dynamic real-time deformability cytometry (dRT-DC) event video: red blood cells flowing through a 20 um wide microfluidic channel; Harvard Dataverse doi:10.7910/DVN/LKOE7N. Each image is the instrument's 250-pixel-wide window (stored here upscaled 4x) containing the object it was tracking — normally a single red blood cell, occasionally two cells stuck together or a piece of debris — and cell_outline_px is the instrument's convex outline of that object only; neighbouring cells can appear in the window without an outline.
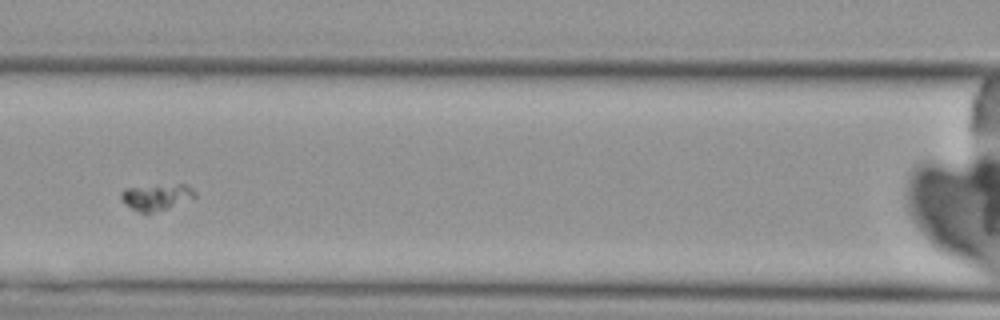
{"species": "Egyptian fruit bat (a non-hibernating species)", "species_latin": "Rousettus aegyptiacus", "temperature_condition": "cold", "stored_images_in_passage": 5, "camera_frame_rate_fps": 3000, "um_per_image_px": 0.085, "animal": {"sex": "female"}, "frame": {"image": 1, "passage_image": 3, "time_ms": 2.333, "image_size_px": [1000, 320], "cell_outline_px": [[196, 196], [168, 208], [148, 216], [132, 208], [120, 196], [120, 192], [124, 188], [180, 184], [188, 184], [196, 192]], "centroid_in_image_um": [13.31, 16.76], "position_along_channel_um": 153.3, "area_um2": 11.27}}
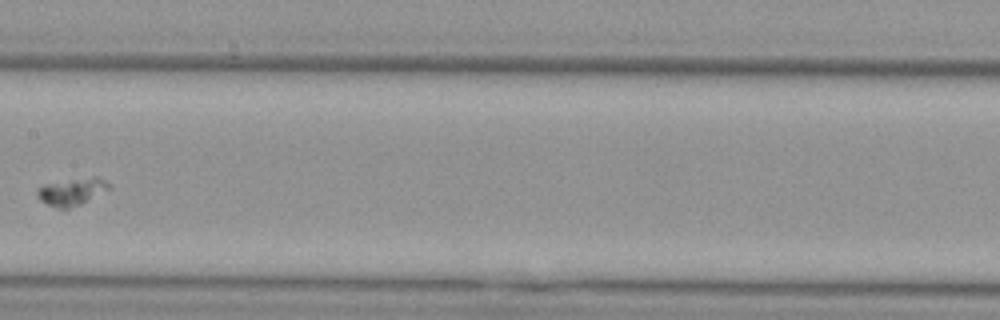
{"frame": {"image": 2, "passage_image": 4, "time_ms": 3.667, "image_size_px": [1000, 320], "cell_outline_px": [[112, 188], [80, 204], [68, 208], [60, 208], [48, 204], [40, 200], [36, 196], [36, 192], [44, 184], [92, 176], [96, 176], [104, 180]], "centroid_in_image_um": [6.12, 16.28], "position_along_channel_um": 201.3, "area_um2": 11.16}}